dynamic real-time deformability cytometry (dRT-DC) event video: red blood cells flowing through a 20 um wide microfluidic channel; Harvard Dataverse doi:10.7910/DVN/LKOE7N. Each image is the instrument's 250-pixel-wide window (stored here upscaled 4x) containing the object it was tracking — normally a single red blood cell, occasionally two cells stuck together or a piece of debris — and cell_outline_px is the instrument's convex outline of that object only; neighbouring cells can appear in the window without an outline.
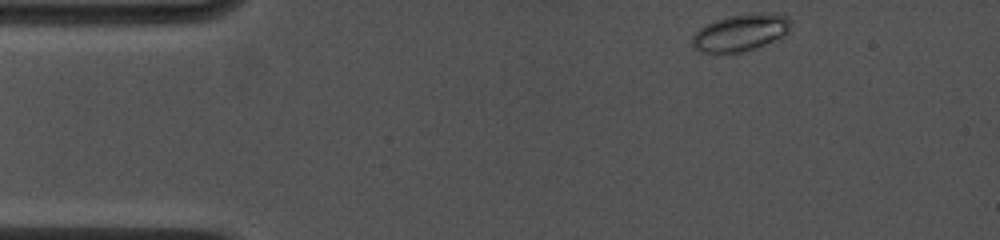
{"species": "common noctule bat (a hibernating species)", "species_latin": "Nyctalus noctula", "temperature_condition": "cold", "stored_images_in_passage": 51, "camera_frame_rate_fps": 4500, "um_per_image_px": 0.085, "animal": {"sex": "female", "body_mass_g": 19.0, "forearm_length_mm": 53.3}, "frame": {"image": 1, "passage_image": 1, "time_ms": 0.0, "image_size_px": [1000, 240], "cell_outline_px": [[792, 24], [788, 32], [784, 36], [756, 48], [740, 52], [700, 52], [692, 44], [692, 36], [700, 28], [716, 20], [728, 16], [752, 12], [776, 12], [788, 16], [792, 20]], "centroid_in_image_um": [63.03, 2.73], "position_along_channel_um": 22.0, "area_um2": 21.44}}
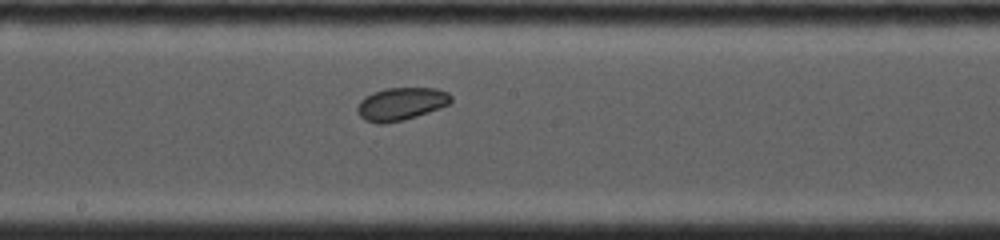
{"frame": {"image": 2, "passage_image": 29, "time_ms": 6.667, "image_size_px": [1000, 240], "cell_outline_px": [[452, 100], [448, 104], [440, 108], [404, 120], [384, 124], [376, 124], [364, 120], [360, 116], [356, 108], [360, 100], [364, 96], [372, 92], [388, 88], [436, 88], [448, 92], [452, 96]], "centroid_in_image_um": [34.07, 8.83], "position_along_channel_um": 214.1, "area_um2": 18.03}}
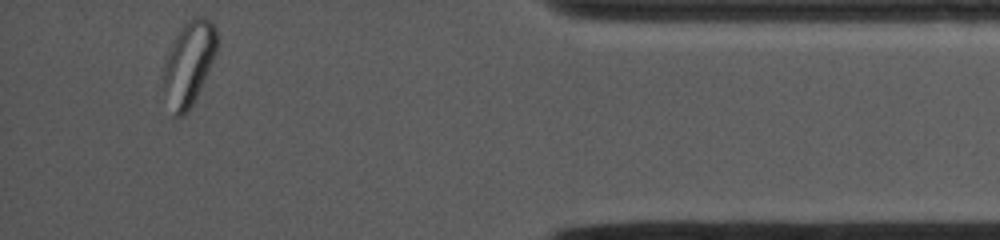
{"frame": {"image": 3, "passage_image": 51, "time_ms": 12.667, "image_size_px": [1000, 240], "cell_outline_px": [[216, 56], [192, 104], [184, 116], [172, 116], [160, 76], [164, 60], [168, 48], [180, 28], [192, 16], [208, 16], [216, 24]], "centroid_in_image_um": [16.02, 5.34], "position_along_channel_um": 419.2, "area_um2": 26.88}, "authors_computed_cell_mechanics": {"area_um2": 18.9584, "velocity_mm_per_s": 3.9512, "shape_relaxation_time_tau1_ms": 5.8462, "shape_relaxation_time_tau2_ms": 2.7445, "deformation_change_tau1": 0.0533, "deformation_change_tau2": 0.0651}}